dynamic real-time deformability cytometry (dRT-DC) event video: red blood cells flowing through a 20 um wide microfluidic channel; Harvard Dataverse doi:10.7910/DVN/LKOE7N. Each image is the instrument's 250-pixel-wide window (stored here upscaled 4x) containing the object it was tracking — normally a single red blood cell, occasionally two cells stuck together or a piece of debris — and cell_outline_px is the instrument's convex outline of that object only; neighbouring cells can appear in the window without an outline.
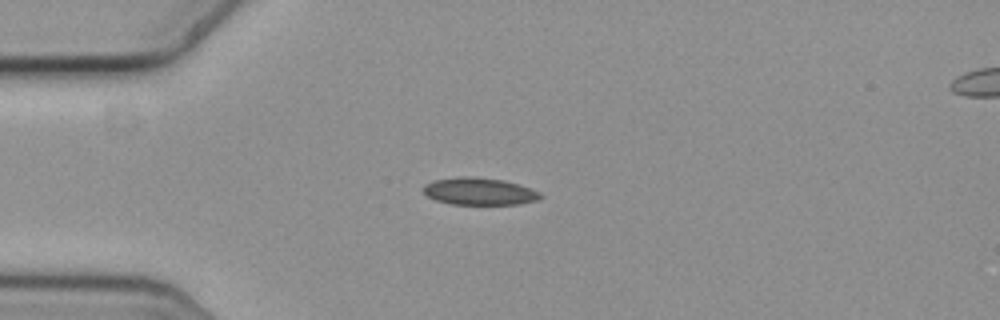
{"species": "common noctule bat (a hibernating species)", "species_latin": "Nyctalus noctula", "temperature_condition": "cold", "stored_images_in_passage": 56, "camera_frame_rate_fps": 3000, "um_per_image_px": 0.085, "animal": {"sex": "female", "body_mass_g": 19.3, "forearm_length_mm": 54.1}, "frame": {"image": 1, "passage_image": 14, "time_ms": 4.333, "image_size_px": [1000, 320], "cell_outline_px": [[544, 196], [536, 200], [520, 204], [452, 204], [436, 200], [428, 196], [424, 192], [424, 184], [436, 180], [464, 176], [468, 176], [504, 180], [540, 192]], "centroid_in_image_um": [40.75, 16.27], "position_along_channel_um": 44.3, "area_um2": 18.26}}
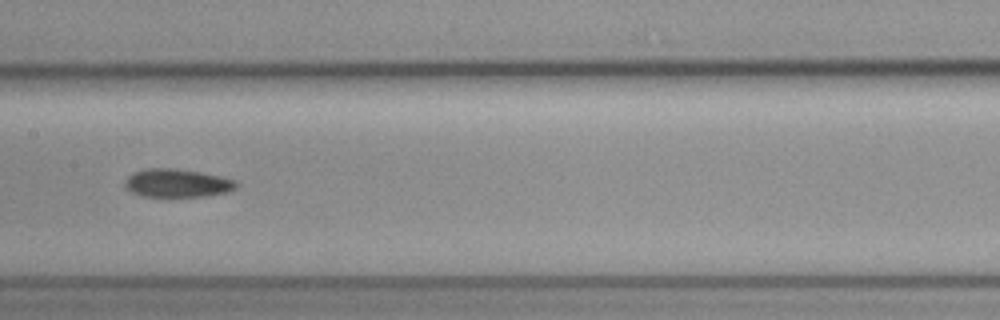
{"frame": {"image": 2, "passage_image": 28, "time_ms": 9.0, "image_size_px": [1000, 320], "cell_outline_px": [[236, 188], [228, 192], [204, 196], [140, 196], [124, 188], [124, 180], [132, 172], [144, 168], [176, 168], [200, 172], [220, 176], [236, 180]], "centroid_in_image_um": [15.01, 15.55], "position_along_channel_um": 192.4, "area_um2": 18.5}}
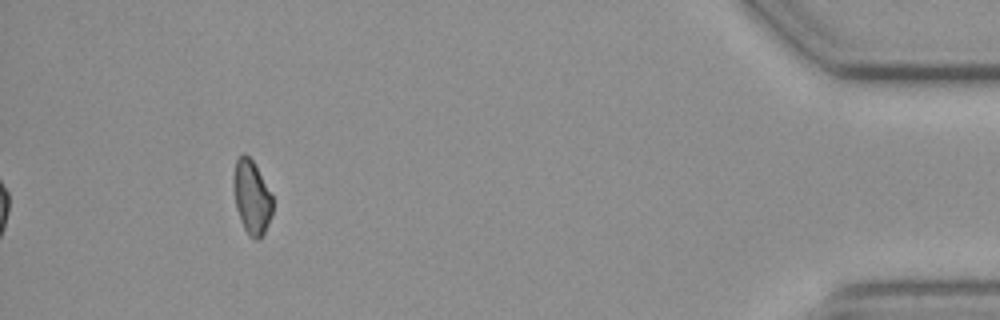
{"frame": {"image": 3, "passage_image": 52, "time_ms": 17.0, "image_size_px": [1000, 320], "cell_outline_px": [[272, 216], [260, 240], [256, 240], [248, 236], [240, 220], [236, 208], [232, 184], [232, 176], [236, 160], [244, 152], [252, 160], [272, 196]], "centroid_in_image_um": [21.37, 16.79], "position_along_channel_um": 413.8, "area_um2": 16.88}, "authors_computed_cell_mechanics": {"area_um2": 18.1203, "velocity_mm_per_s": 3.6278, "shape_relaxation_time_tau1_ms": 10.2211, "shape_relaxation_time_tau2_ms": null, "deformation_change_tau1": 0.1169, "deformation_change_tau2": null}}